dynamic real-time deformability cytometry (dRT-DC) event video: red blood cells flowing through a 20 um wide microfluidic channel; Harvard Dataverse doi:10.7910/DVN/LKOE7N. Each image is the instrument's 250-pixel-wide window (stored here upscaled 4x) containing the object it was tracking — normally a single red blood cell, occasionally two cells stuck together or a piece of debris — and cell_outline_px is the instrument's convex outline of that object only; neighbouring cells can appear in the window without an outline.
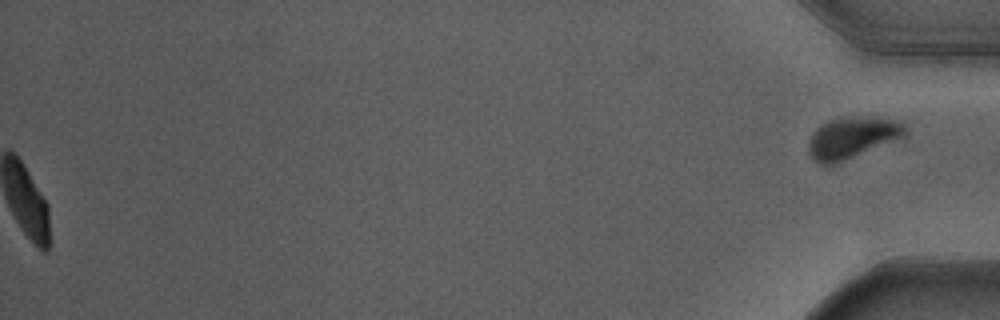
{"species": "Egyptian fruit bat (a non-hibernating species)", "species_latin": "Rousettus aegyptiacus", "temperature_condition": "warm", "stored_images_in_passage": 55, "segment_of_instrument_passage": [2, 2], "camera_frame_rate_fps": 3000, "um_per_image_px": 0.085, "animal": {"sex": "male"}, "frame": {"image": 1, "passage_image": 55, "time_ms": 18.0, "image_size_px": [1000, 320], "cell_outline_px": [[908, 136], [836, 164], [816, 164], [812, 160], [808, 152], [808, 140], [812, 132], [816, 128], [828, 120], [840, 116], [856, 116], [904, 120], [908, 128]], "centroid_in_image_um": [72.47, 11.69], "position_along_channel_um": 362.7, "area_um2": 24.33}}